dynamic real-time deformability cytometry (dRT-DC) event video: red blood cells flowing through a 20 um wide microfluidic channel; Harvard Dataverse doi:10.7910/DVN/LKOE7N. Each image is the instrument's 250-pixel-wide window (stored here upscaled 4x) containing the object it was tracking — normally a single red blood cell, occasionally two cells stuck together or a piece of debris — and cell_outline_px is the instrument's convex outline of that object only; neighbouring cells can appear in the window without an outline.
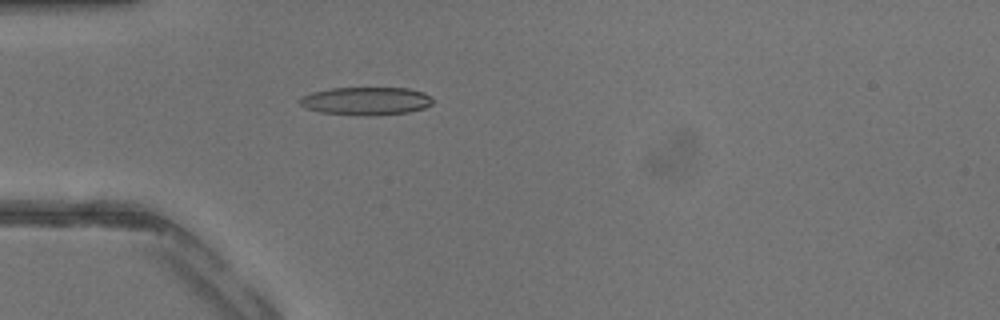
{"species": "common noctule bat (a hibernating species)", "species_latin": "Nyctalus noctula", "temperature_condition": "warm", "stored_images_in_passage": 42, "camera_frame_rate_fps": 3000, "um_per_image_px": 0.085, "animal": {"sex": "male", "body_mass_g": 13.3}, "frame": {"image": 1, "passage_image": 13, "time_ms": 4.0, "image_size_px": [1000, 320], "cell_outline_px": [[432, 104], [424, 108], [408, 112], [376, 116], [356, 116], [320, 112], [304, 108], [300, 104], [300, 96], [312, 92], [332, 88], [408, 88], [424, 92], [432, 100]], "centroid_in_image_um": [31.08, 8.6], "position_along_channel_um": 53.9, "area_um2": 21.96}}
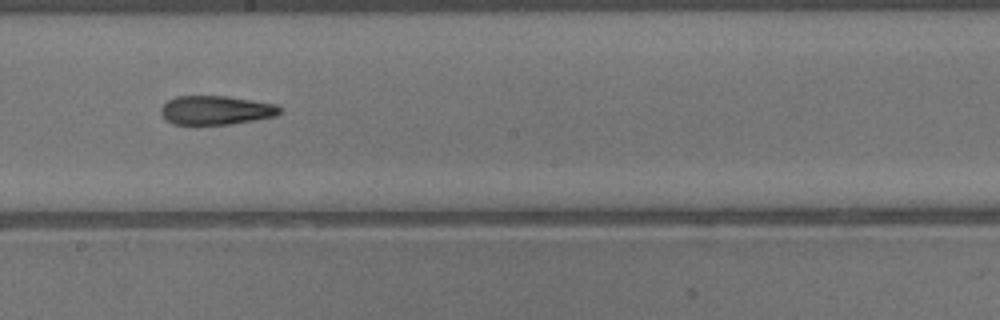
{"frame": {"image": 2, "passage_image": 24, "time_ms": 7.667, "image_size_px": [1000, 320], "cell_outline_px": [[280, 112], [276, 116], [256, 120], [228, 124], [172, 124], [164, 120], [160, 112], [160, 108], [168, 100], [176, 96], [228, 96], [276, 104], [280, 108]], "centroid_in_image_um": [18.32, 9.36], "position_along_channel_um": 229.9, "area_um2": 20.11}}
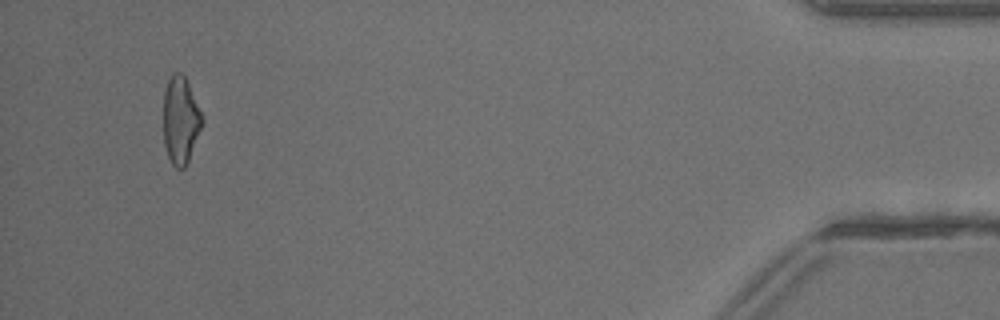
{"frame": {"image": 3, "passage_image": 40, "time_ms": 13.0, "image_size_px": [1000, 320], "cell_outline_px": [[204, 124], [188, 160], [184, 168], [176, 168], [172, 164], [168, 156], [164, 144], [164, 88], [172, 72], [180, 72], [184, 76], [188, 84], [204, 120]], "centroid_in_image_um": [15.34, 10.22], "position_along_channel_um": 419.9, "area_um2": 19.59}}